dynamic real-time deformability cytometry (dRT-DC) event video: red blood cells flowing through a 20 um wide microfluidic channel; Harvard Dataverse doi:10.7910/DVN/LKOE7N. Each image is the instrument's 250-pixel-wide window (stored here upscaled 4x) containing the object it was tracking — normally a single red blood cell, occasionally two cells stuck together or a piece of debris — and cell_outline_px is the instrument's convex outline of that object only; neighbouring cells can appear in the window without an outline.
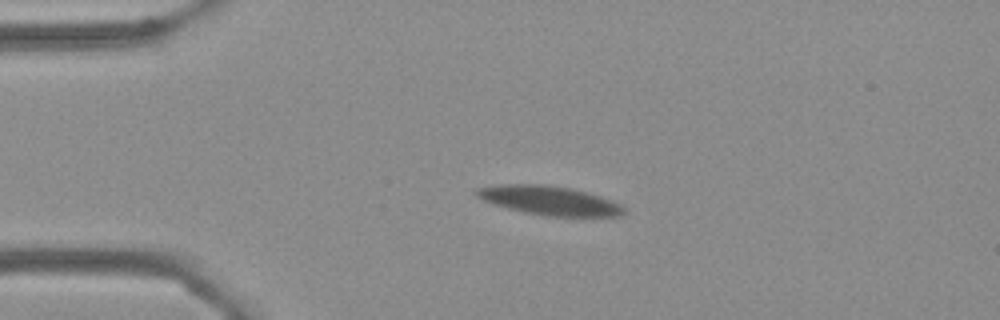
{"species": "Egyptian fruit bat (a non-hibernating species)", "species_latin": "Rousettus aegyptiacus", "temperature_condition": "cold", "stored_images_in_passage": 9, "camera_frame_rate_fps": 3000, "um_per_image_px": 0.085, "frame": {"image": 1, "passage_image": 6, "time_ms": 1.667, "image_size_px": [1000, 320], "cell_outline_px": [[628, 212], [620, 216], [548, 216], [524, 212], [492, 204], [476, 196], [472, 192], [476, 188], [500, 184], [544, 184], [568, 188], [600, 196], [612, 200], [620, 204]], "centroid_in_image_um": [46.67, 17.04], "position_along_channel_um": 38.3, "area_um2": 24.91}}
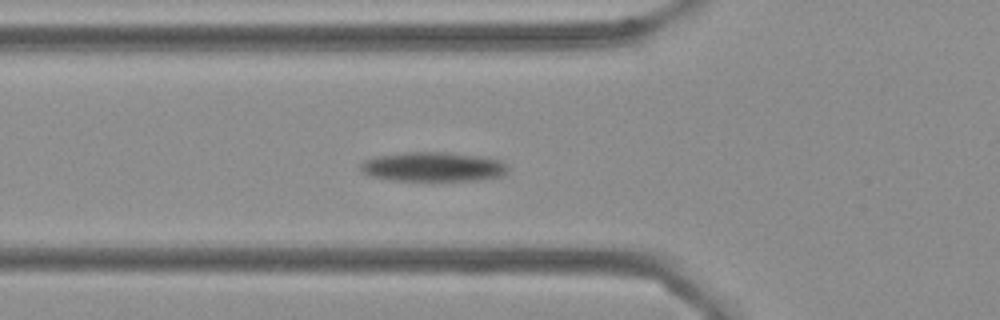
{"frame": {"image": 2, "passage_image": 9, "time_ms": 2.667, "image_size_px": [1000, 320], "cell_outline_px": [[508, 172], [504, 176], [480, 180], [392, 180], [368, 176], [360, 172], [360, 164], [364, 160], [380, 156], [404, 152], [444, 152], [484, 156], [500, 160], [508, 168]], "centroid_in_image_um": [36.82, 14.18], "position_along_channel_um": 89.0, "area_um2": 25.43}}